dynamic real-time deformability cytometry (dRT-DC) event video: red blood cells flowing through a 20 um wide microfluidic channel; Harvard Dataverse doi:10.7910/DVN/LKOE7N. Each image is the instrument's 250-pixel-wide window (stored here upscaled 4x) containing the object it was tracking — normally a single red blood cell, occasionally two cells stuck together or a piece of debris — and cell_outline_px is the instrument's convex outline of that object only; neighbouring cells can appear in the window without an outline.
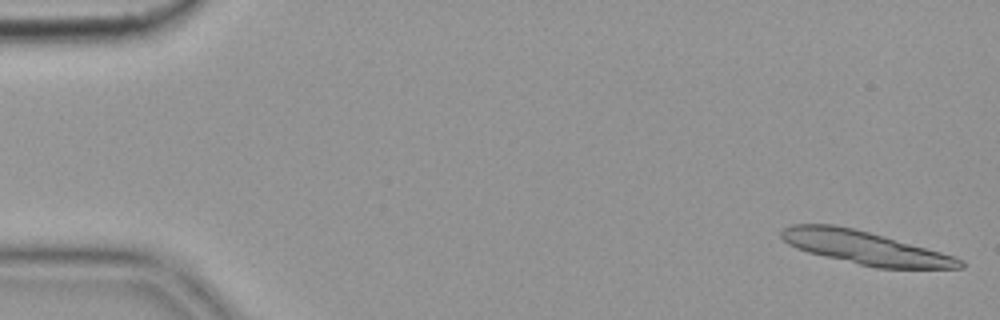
{"species": "common noctule bat (a hibernating species)", "species_latin": "Nyctalus noctula", "temperature_condition": "cold", "stored_images_in_passage": 14, "camera_frame_rate_fps": 3000, "um_per_image_px": 0.085, "animal": {"sex": "female", "body_mass_g": 19.9}, "frame": {"image": 1, "passage_image": 1, "time_ms": 0.0, "image_size_px": [1000, 320], "cell_outline_px": [[964, 268], [876, 268], [824, 256], [808, 252], [796, 248], [788, 244], [780, 236], [780, 232], [784, 228], [792, 224], [832, 224], [852, 228], [868, 232], [956, 256], [964, 260]], "centroid_in_image_um": [73.53, 21.06], "position_along_channel_um": 11.5, "area_um2": 34.22}}